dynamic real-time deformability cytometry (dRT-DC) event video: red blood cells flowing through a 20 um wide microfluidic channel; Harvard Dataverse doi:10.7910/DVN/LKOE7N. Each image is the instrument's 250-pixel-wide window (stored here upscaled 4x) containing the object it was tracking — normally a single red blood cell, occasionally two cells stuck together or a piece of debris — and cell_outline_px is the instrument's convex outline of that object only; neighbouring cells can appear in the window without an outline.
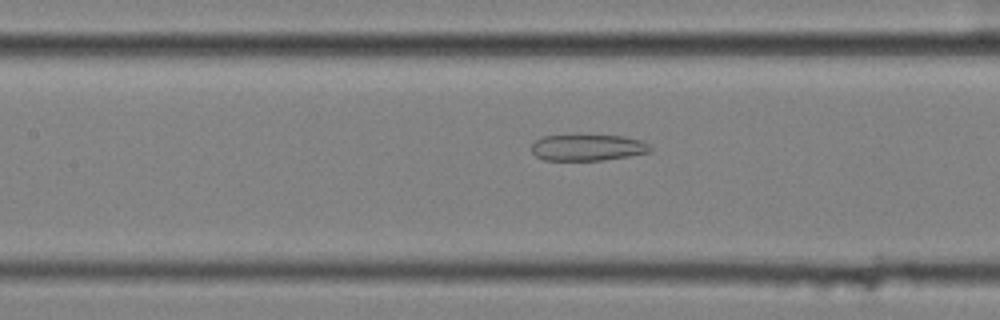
{"species": "common noctule bat (a hibernating species)", "species_latin": "Nyctalus noctula", "temperature_condition": "cold", "stored_images_in_passage": 50, "segment_of_instrument_passage": [2, 2], "camera_frame_rate_fps": 3000, "um_per_image_px": 0.085, "animal": {"sex": "female", "body_mass_g": 25.1}, "frame": {"image": 1, "passage_image": 19, "time_ms": 6.0, "image_size_px": [1000, 320], "cell_outline_px": [[652, 152], [604, 160], [544, 160], [536, 156], [532, 152], [532, 144], [536, 140], [544, 136], [624, 136], [644, 140], [652, 144]], "centroid_in_image_um": [50.03, 12.55], "position_along_channel_um": 157.4, "area_um2": 18.21}}
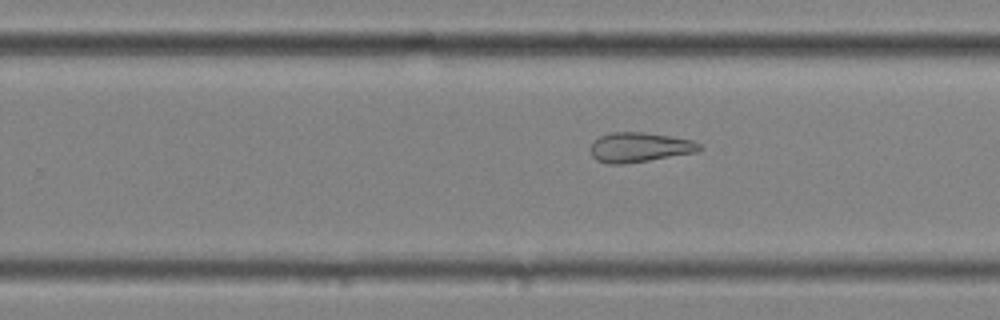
{"frame": {"image": 2, "passage_image": 29, "time_ms": 9.333, "image_size_px": [1000, 320], "cell_outline_px": [[704, 148], [696, 152], [624, 164], [608, 164], [596, 160], [592, 156], [592, 144], [600, 136], [608, 132], [644, 132], [692, 140], [700, 144]], "centroid_in_image_um": [54.36, 12.52], "position_along_channel_um": 275.4, "area_um2": 18.67}}
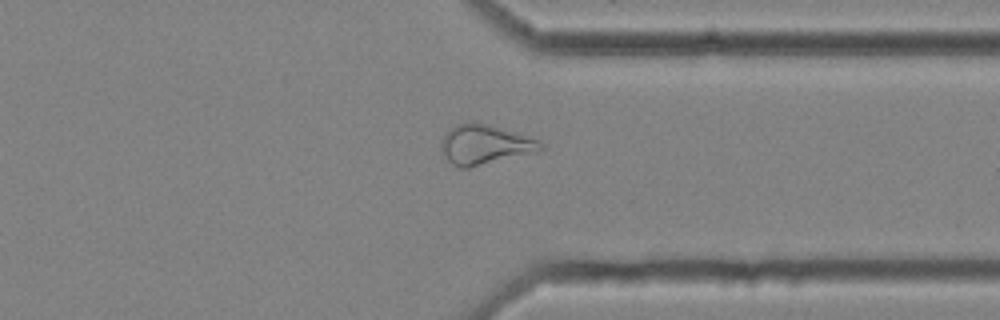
{"frame": {"image": 3, "passage_image": 37, "time_ms": 12.0, "image_size_px": [1000, 320], "cell_outline_px": [[544, 148], [536, 152], [468, 168], [460, 168], [452, 164], [448, 160], [440, 148], [440, 140], [456, 124], [472, 120], [488, 124], [536, 140], [544, 144]], "centroid_in_image_um": [41.16, 12.29], "position_along_channel_um": 370.2, "area_um2": 22.72}}